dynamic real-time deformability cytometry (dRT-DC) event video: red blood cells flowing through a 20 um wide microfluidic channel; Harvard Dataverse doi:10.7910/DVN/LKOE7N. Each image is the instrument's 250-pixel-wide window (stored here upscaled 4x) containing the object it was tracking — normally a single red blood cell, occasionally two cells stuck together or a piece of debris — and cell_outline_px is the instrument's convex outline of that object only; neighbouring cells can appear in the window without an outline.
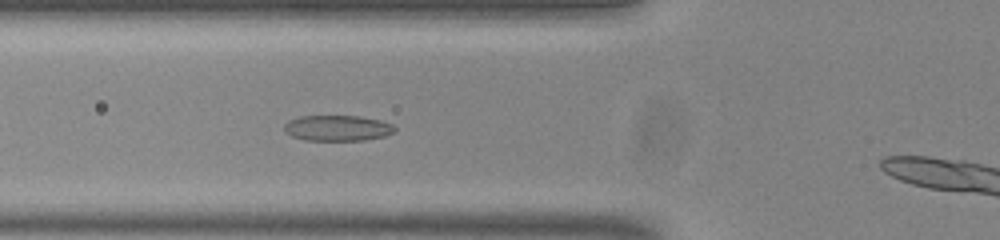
{"species": "common noctule bat (a hibernating species)", "species_latin": "Nyctalus noctula", "temperature_condition": "room temperature", "stored_images_in_passage": 31, "camera_frame_rate_fps": 3000, "um_per_image_px": 0.085, "animal": {"sex": "male", "body_mass_g": 20.0, "forearm_length_mm": 53.3}, "frame": {"image": 1, "passage_image": 4, "time_ms": 1.0, "image_size_px": [1000, 240], "cell_outline_px": [[396, 132], [384, 136], [364, 140], [304, 140], [292, 136], [284, 132], [284, 124], [288, 120], [300, 116], [360, 116], [380, 120], [392, 124], [396, 128]], "centroid_in_image_um": [28.68, 10.88], "position_along_channel_um": 97.1, "area_um2": 16.65}}
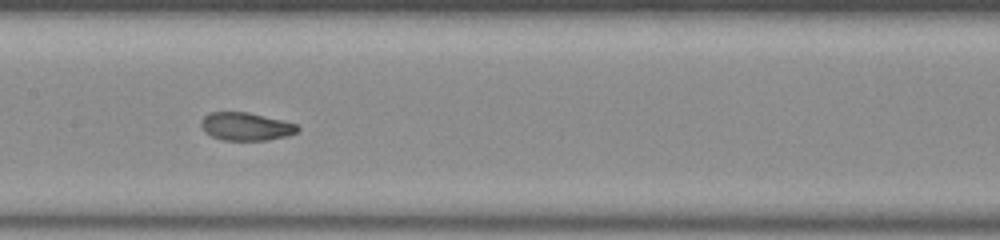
{"frame": {"image": 2, "passage_image": 11, "time_ms": 3.333, "image_size_px": [1000, 240], "cell_outline_px": [[300, 128], [296, 132], [288, 136], [268, 140], [220, 140], [204, 132], [200, 124], [200, 120], [208, 112], [248, 112], [284, 120], [296, 124]], "centroid_in_image_um": [20.88, 10.75], "position_along_channel_um": 186.5, "area_um2": 15.95}}
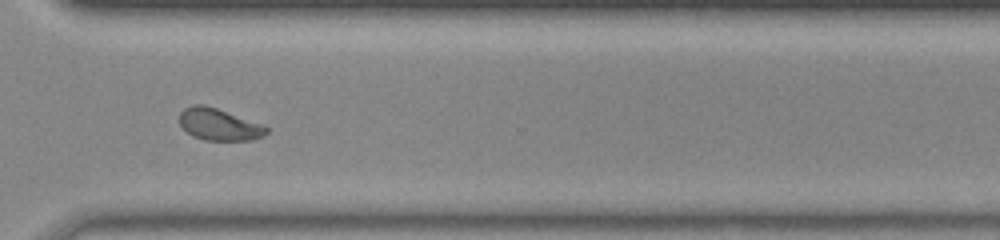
{"frame": {"image": 3, "passage_image": 24, "time_ms": 7.667, "image_size_px": [1000, 240], "cell_outline_px": [[268, 132], [264, 136], [252, 140], [204, 140], [192, 136], [180, 124], [180, 112], [184, 108], [192, 104], [204, 104], [264, 124], [268, 128]], "centroid_in_image_um": [18.64, 10.57], "position_along_channel_um": 352.0, "area_um2": 16.24}, "authors_computed_cell_mechanics": {"area_um2": 16.184, "velocity_mm_per_s": 3.8117, "shape_relaxation_time_tau1_ms": 5.4378, "shape_relaxation_time_tau2_ms": 1.2875, "deformation_change_tau1": 0.1794, "deformation_change_tau2": 0.0578}}